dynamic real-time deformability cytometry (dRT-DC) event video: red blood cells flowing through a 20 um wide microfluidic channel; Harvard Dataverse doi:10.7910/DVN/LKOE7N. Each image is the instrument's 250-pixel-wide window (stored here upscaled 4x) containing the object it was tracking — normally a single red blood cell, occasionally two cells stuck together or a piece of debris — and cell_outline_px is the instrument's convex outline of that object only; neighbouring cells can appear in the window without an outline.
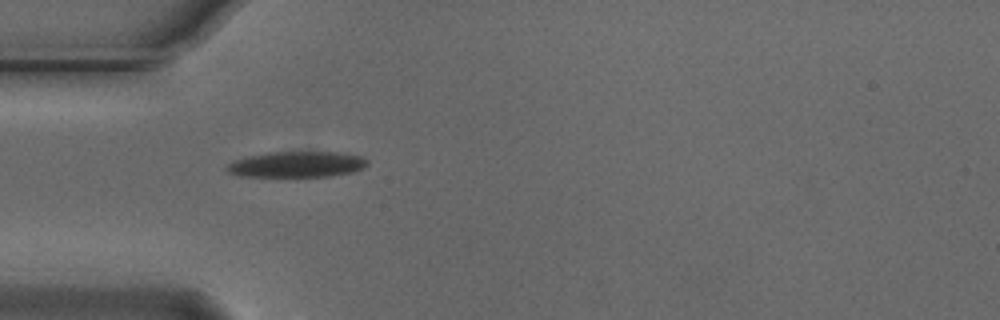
{"species": "Egyptian fruit bat (a non-hibernating species)", "species_latin": "Rousettus aegyptiacus", "temperature_condition": "cold", "stored_images_in_passage": 39, "camera_frame_rate_fps": 3000, "um_per_image_px": 0.085, "animal": {"sex": "male"}, "frame": {"image": 1, "passage_image": 1, "time_ms": 0.0, "image_size_px": [1000, 320], "cell_outline_px": [[368, 164], [364, 168], [352, 172], [332, 176], [240, 176], [228, 172], [224, 168], [232, 160], [248, 156], [268, 152], [336, 152], [360, 156], [368, 160]], "centroid_in_image_um": [25.21, 13.97], "position_along_channel_um": 59.8, "area_um2": 21.15}}
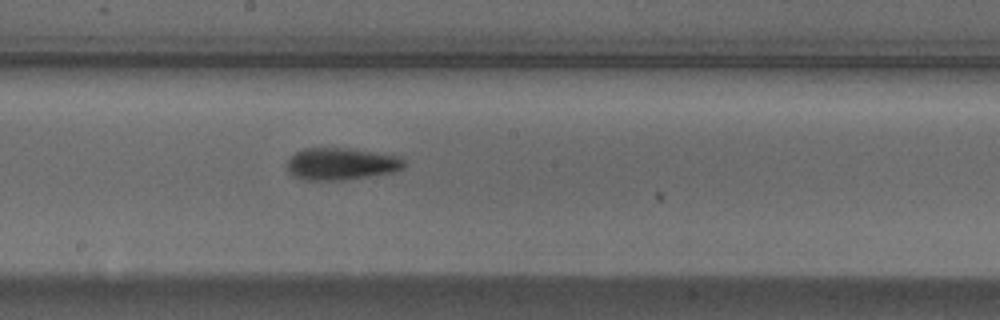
{"frame": {"image": 2, "passage_image": 14, "time_ms": 4.333, "image_size_px": [1000, 320], "cell_outline_px": [[404, 168], [392, 172], [344, 180], [304, 180], [292, 176], [288, 172], [284, 164], [288, 156], [304, 148], [352, 148], [400, 156], [404, 160]], "centroid_in_image_um": [28.93, 13.92], "position_along_channel_um": 219.3, "area_um2": 22.31}}
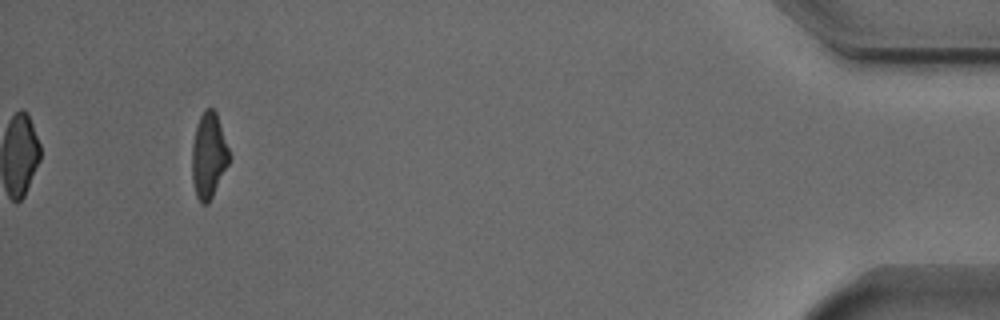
{"frame": {"image": 3, "passage_image": 36, "time_ms": 11.667, "image_size_px": [1000, 320], "cell_outline_px": [[232, 156], [208, 204], [200, 204], [196, 196], [192, 180], [192, 144], [196, 128], [200, 116], [204, 108], [212, 108], [216, 112]], "centroid_in_image_um": [17.74, 13.22], "position_along_channel_um": 417.5, "area_um2": 18.61}, "authors_computed_cell_mechanics": {"area_um2": 20.9814, "velocity_mm_per_s": 3.7364, "shape_relaxation_time_tau1_ms": 3.864, "shape_relaxation_time_tau2_ms": 4.3617, "deformation_change_tau1": 0.1676, "deformation_change_tau2": 0.1431}}